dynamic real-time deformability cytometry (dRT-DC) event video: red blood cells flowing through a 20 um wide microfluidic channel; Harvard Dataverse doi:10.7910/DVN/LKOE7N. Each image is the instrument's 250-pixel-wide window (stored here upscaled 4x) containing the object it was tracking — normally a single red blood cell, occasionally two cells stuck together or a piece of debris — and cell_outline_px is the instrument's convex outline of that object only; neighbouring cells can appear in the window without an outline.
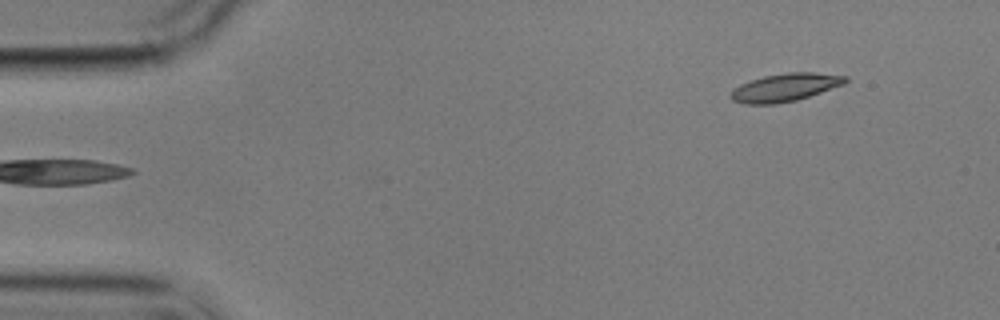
{"species": "common noctule bat (a hibernating species)", "species_latin": "Nyctalus noctula", "temperature_condition": "cold", "stored_images_in_passage": 5, "segment_of_instrument_passage": [2, 2], "camera_frame_rate_fps": 3000, "um_per_image_px": 0.085, "animal": {"sex": "male", "body_mass_g": 17.9}, "frame": {"image": 1, "passage_image": 5, "time_ms": 4.667, "image_size_px": [1000, 320], "cell_outline_px": [[848, 80], [844, 84], [796, 100], [776, 104], [744, 104], [732, 100], [728, 96], [732, 88], [740, 84], [764, 76], [788, 72], [812, 72], [848, 76]], "centroid_in_image_um": [66.69, 7.43], "position_along_channel_um": 18.3, "area_um2": 18.67}}